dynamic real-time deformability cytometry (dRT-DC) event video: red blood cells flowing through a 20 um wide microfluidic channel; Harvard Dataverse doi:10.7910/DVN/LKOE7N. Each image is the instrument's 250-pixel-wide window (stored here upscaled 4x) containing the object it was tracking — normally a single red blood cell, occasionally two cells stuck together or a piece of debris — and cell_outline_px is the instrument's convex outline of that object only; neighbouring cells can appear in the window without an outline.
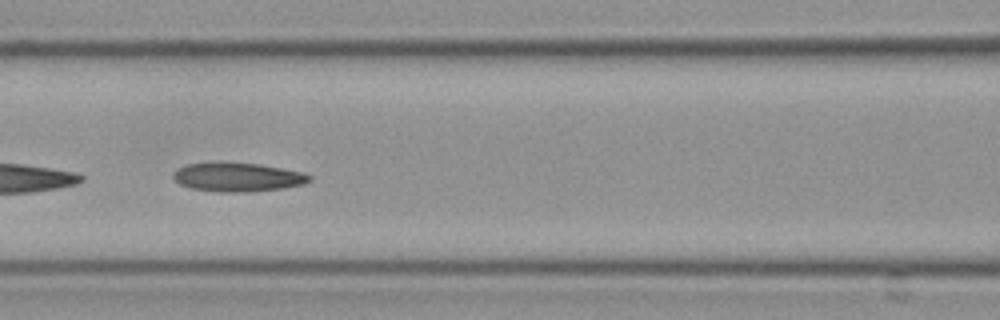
{"species": "Egyptian fruit bat (a non-hibernating species)", "species_latin": "Rousettus aegyptiacus", "temperature_condition": "cold", "stored_images_in_passage": 15, "camera_frame_rate_fps": 3000, "um_per_image_px": 0.085, "frame": {"image": 1, "passage_image": 13, "time_ms": 4.0, "image_size_px": [1000, 320], "cell_outline_px": [[312, 180], [304, 184], [284, 188], [244, 192], [216, 192], [192, 188], [180, 184], [172, 176], [172, 172], [176, 168], [188, 164], [260, 164], [304, 172], [312, 176]], "centroid_in_image_um": [20.24, 15.08], "position_along_channel_um": 146.4, "area_um2": 22.54}}